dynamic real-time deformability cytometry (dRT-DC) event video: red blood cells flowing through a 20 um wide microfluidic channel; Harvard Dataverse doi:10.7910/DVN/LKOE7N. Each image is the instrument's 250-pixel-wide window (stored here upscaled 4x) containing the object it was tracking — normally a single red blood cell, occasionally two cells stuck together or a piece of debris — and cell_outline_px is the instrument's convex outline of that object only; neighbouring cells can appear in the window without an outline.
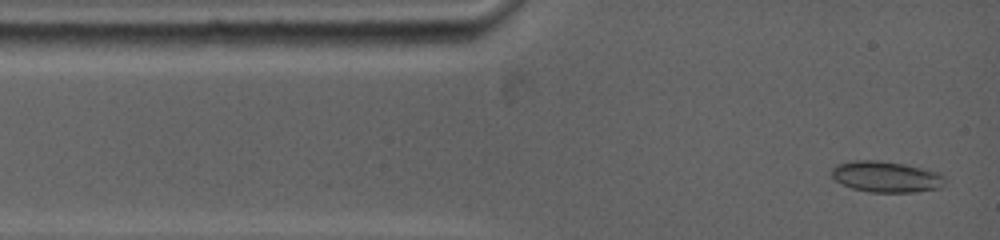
{"species": "common noctule bat (a hibernating species)", "species_latin": "Nyctalus noctula", "temperature_condition": "warm", "stored_images_in_passage": 21, "camera_frame_rate_fps": 5000, "um_per_image_px": 0.085, "animal": {"sex": "female", "body_mass_g": 19.0, "forearm_length_mm": 53.3}, "frame": {"image": 1, "passage_image": 1, "time_ms": 0.0, "image_size_px": [1000, 240], "cell_outline_px": [[948, 180], [940, 188], [916, 192], [868, 192], [852, 188], [836, 180], [832, 176], [832, 168], [836, 164], [852, 160], [876, 160], [904, 164], [924, 168], [940, 172]], "centroid_in_image_um": [75.37, 15.02], "position_along_channel_um": 9.6, "area_um2": 20.69}}
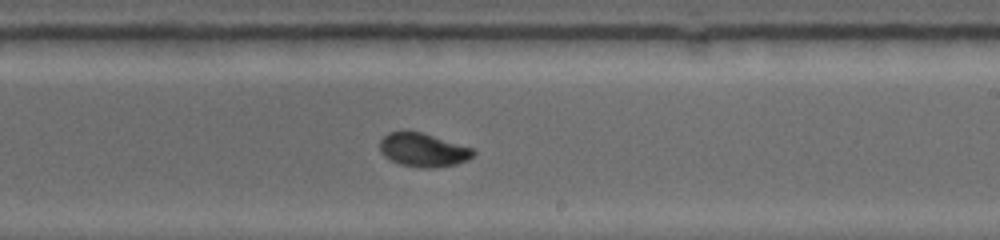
{"frame": {"image": 2, "passage_image": 12, "time_ms": 7.2, "image_size_px": [1000, 240], "cell_outline_px": [[476, 152], [468, 160], [456, 164], [432, 168], [424, 168], [400, 164], [388, 160], [380, 152], [380, 140], [388, 132], [404, 128], [420, 132], [472, 148]], "centroid_in_image_um": [35.9, 12.72], "position_along_channel_um": 253.1, "area_um2": 18.55}}
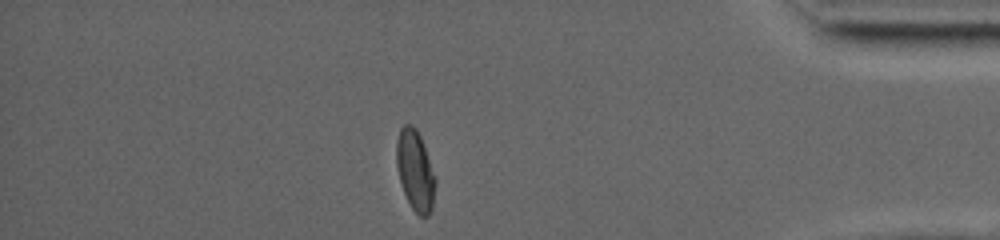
{"frame": {"image": 3, "passage_image": 21, "time_ms": 12.0, "image_size_px": [1000, 240], "cell_outline_px": [[436, 180], [432, 208], [428, 216], [420, 216], [412, 208], [404, 192], [400, 180], [396, 164], [396, 140], [400, 128], [404, 124], [412, 124], [416, 128], [420, 136], [436, 176]], "centroid_in_image_um": [35.29, 14.46], "position_along_channel_um": 399.9, "area_um2": 18.21}, "authors_computed_cell_mechanics": {"area_um2": 18.496, "velocity_mm_per_s": 3.9066, "shape_relaxation_time_tau1_ms": null, "shape_relaxation_time_tau2_ms": 1.003, "deformation_change_tau1": null, "deformation_change_tau2": 0.04}}